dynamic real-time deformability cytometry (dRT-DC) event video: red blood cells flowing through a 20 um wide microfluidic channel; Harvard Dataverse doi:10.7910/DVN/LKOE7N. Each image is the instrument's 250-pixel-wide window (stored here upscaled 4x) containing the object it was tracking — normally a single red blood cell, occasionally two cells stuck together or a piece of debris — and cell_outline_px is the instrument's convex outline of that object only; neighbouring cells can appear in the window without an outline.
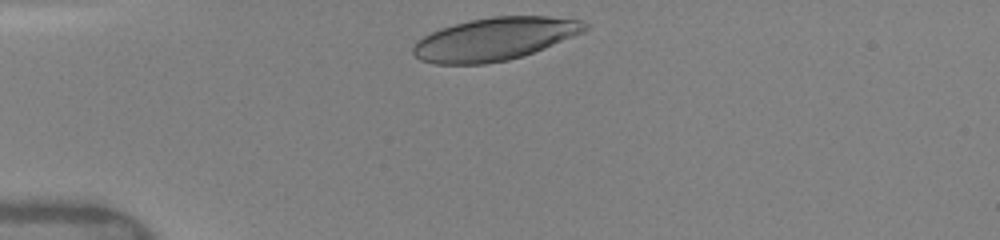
{"species": "human", "species_latin": "Homo sapiens", "temperature_condition": "warm", "stored_images_in_passage": 2, "camera_frame_rate_fps": 3000, "um_per_image_px": 0.085, "donor": {"sex": "female"}, "frame": {"image": 1, "passage_image": 1, "time_ms": 0.0, "image_size_px": [1000, 240], "cell_outline_px": [[588, 28], [584, 32], [544, 48], [508, 60], [484, 64], [436, 64], [420, 60], [412, 52], [412, 48], [416, 40], [440, 28], [472, 20], [492, 16], [548, 16], [580, 20], [588, 24]], "centroid_in_image_um": [42.03, 3.31], "position_along_channel_um": 43.0, "area_um2": 42.6}}